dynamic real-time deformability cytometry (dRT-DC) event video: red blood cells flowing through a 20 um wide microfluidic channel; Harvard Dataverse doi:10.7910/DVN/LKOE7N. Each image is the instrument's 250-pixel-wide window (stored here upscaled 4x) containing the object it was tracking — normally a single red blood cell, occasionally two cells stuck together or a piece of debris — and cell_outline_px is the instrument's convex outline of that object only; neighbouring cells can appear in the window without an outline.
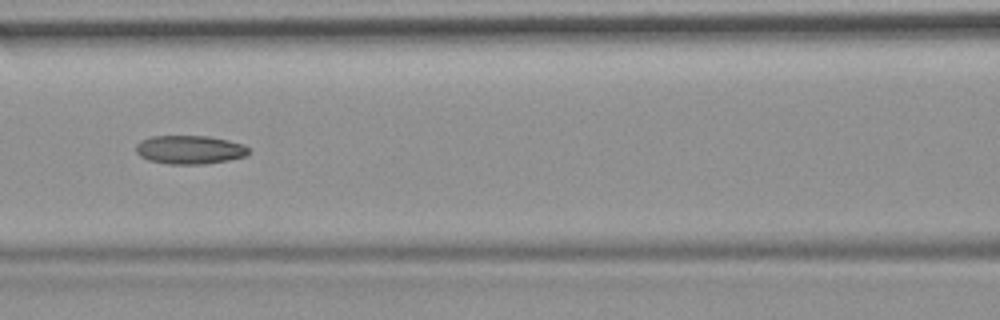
{"species": "common noctule bat (a hibernating species)", "species_latin": "Nyctalus noctula", "temperature_condition": "room temperature", "stored_images_in_passage": 9, "camera_frame_rate_fps": 3000, "um_per_image_px": 0.085, "animal": {"sex": "female", "body_mass_g": 19.9}, "frame": {"image": 1, "passage_image": 7, "time_ms": 2.0, "image_size_px": [1000, 320], "cell_outline_px": [[252, 152], [244, 156], [228, 160], [204, 164], [168, 164], [148, 160], [140, 156], [136, 152], [136, 144], [140, 140], [152, 136], [208, 136], [228, 140], [244, 144]], "centroid_in_image_um": [16.12, 12.72], "position_along_channel_um": 150.5, "area_um2": 18.9}}
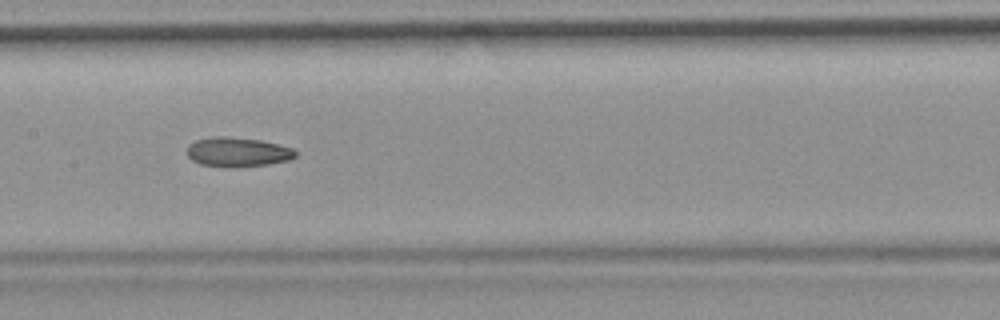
{"frame": {"image": 2, "passage_image": 8, "time_ms": 2.333, "image_size_px": [1000, 320], "cell_outline_px": [[296, 156], [288, 160], [264, 164], [228, 168], [224, 168], [200, 164], [192, 160], [188, 156], [188, 144], [196, 140], [212, 136], [228, 136], [260, 140], [292, 148], [296, 152]], "centroid_in_image_um": [20.14, 12.92], "position_along_channel_um": 187.3, "area_um2": 18.55}}